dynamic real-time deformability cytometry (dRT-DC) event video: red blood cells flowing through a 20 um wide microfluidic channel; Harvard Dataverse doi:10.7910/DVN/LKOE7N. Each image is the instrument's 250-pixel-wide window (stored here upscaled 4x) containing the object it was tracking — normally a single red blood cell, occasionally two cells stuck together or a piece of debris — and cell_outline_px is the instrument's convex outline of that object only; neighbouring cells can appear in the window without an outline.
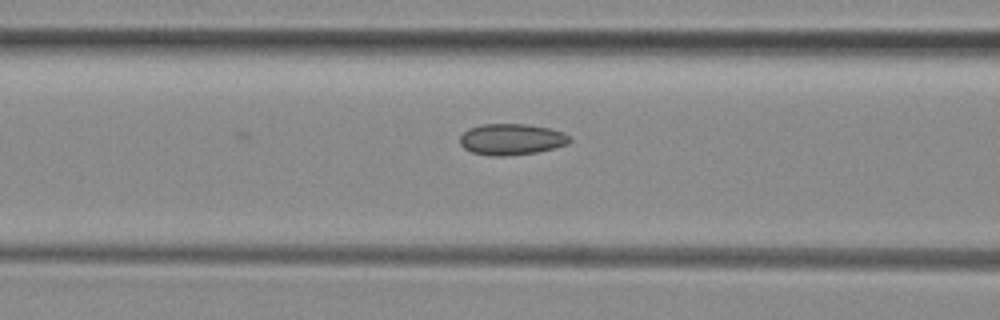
{"species": "common noctule bat (a hibernating species)", "species_latin": "Nyctalus noctula", "temperature_condition": "room temperature", "stored_images_in_passage": 5, "camera_frame_rate_fps": 3000, "um_per_image_px": 0.085, "animal": {"sex": "female", "body_mass_g": 29.2, "forearm_length_mm": 56.3}, "frame": {"image": 1, "passage_image": 5, "time_ms": 1.333, "image_size_px": [1000, 320], "cell_outline_px": [[572, 140], [568, 144], [556, 148], [536, 152], [500, 156], [492, 156], [472, 152], [464, 148], [460, 144], [460, 136], [468, 128], [484, 124], [524, 124], [548, 128], [564, 132]], "centroid_in_image_um": [43.48, 11.84], "position_along_channel_um": 123.1, "area_um2": 19.88}}